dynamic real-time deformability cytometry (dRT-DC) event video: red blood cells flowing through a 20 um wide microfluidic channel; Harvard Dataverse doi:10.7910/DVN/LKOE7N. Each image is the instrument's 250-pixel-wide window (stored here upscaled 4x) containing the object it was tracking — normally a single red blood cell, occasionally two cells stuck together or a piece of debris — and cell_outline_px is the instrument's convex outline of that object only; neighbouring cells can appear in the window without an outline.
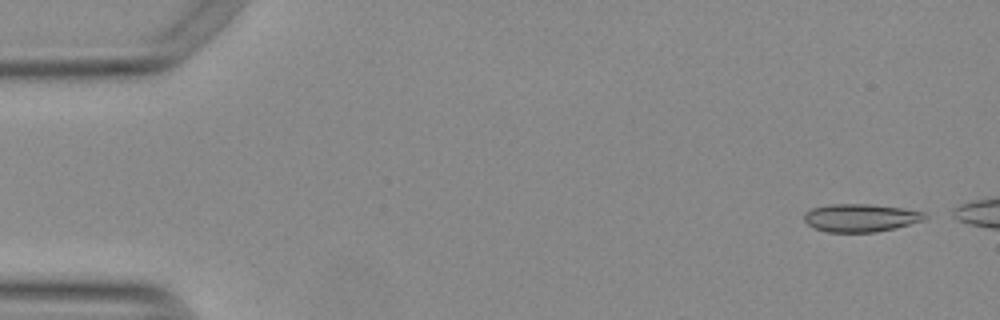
{"species": "Egyptian fruit bat (a non-hibernating species)", "species_latin": "Rousettus aegyptiacus", "temperature_condition": "warm", "stored_images_in_passage": 7, "camera_frame_rate_fps": 3000, "um_per_image_px": 0.085, "animal": {"sex": "female"}, "frame": {"image": 1, "passage_image": 2, "time_ms": 0.333, "image_size_px": [1000, 320], "cell_outline_px": [[928, 216], [924, 220], [876, 232], [828, 232], [816, 228], [808, 224], [804, 220], [804, 212], [812, 208], [832, 204], [868, 204], [900, 208], [924, 212]], "centroid_in_image_um": [73.12, 18.51], "position_along_channel_um": 11.9, "area_um2": 19.36}}